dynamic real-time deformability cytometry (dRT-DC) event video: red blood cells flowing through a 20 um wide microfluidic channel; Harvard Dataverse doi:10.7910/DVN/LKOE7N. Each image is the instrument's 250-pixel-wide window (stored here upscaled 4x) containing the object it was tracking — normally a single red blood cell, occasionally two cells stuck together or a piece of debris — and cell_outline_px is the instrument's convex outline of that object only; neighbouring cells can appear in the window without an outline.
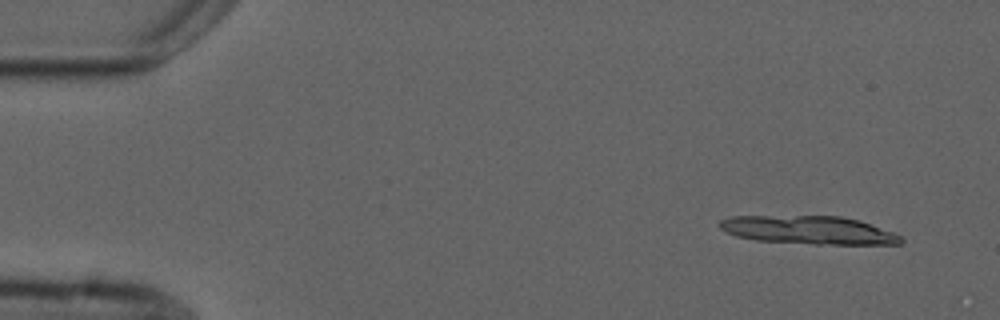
{"species": "common noctule bat (a hibernating species)", "species_latin": "Nyctalus noctula", "temperature_condition": "cold", "stored_images_in_passage": 5, "camera_frame_rate_fps": 3000, "um_per_image_px": 0.085, "animal": {"sex": "male", "forearm_length_mm": 52.5}, "frame": {"image": 1, "passage_image": 1, "time_ms": 0.0, "image_size_px": [1000, 320], "cell_outline_px": [[904, 240], [900, 244], [816, 244], [756, 240], [736, 236], [720, 228], [716, 224], [720, 220], [728, 216], [840, 216], [860, 220], [892, 232], [900, 236]], "centroid_in_image_um": [68.7, 19.55], "position_along_channel_um": 16.3, "area_um2": 29.77}}